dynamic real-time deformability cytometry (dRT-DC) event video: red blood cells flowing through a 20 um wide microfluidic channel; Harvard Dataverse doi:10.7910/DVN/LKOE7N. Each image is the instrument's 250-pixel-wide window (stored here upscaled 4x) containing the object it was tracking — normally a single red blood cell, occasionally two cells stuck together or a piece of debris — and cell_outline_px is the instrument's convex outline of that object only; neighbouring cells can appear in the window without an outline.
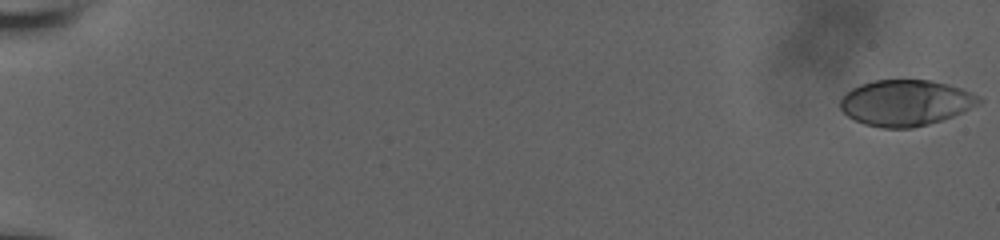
{"species": "human", "species_latin": "Homo sapiens", "temperature_condition": "room temperature", "stored_images_in_passage": 58, "camera_frame_rate_fps": 3000, "um_per_image_px": 0.085, "donor": {"sex": "male"}, "frame": {"image": 1, "passage_image": 1, "time_ms": 0.0, "image_size_px": [1000, 240], "cell_outline_px": [[984, 100], [980, 104], [964, 112], [928, 124], [912, 128], [880, 128], [864, 124], [848, 116], [840, 108], [840, 100], [852, 88], [860, 84], [876, 80], [932, 80], [948, 84], [960, 88], [980, 96]], "centroid_in_image_um": [77.01, 8.74], "position_along_channel_um": 8.0, "area_um2": 37.17}}
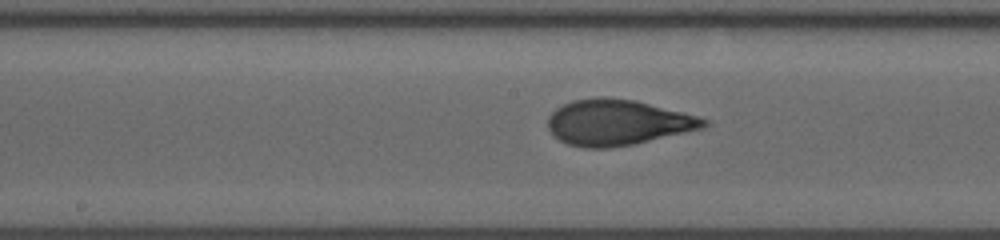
{"frame": {"image": 2, "passage_image": 33, "time_ms": 10.667, "image_size_px": [1000, 240], "cell_outline_px": [[708, 124], [704, 128], [632, 144], [612, 148], [584, 148], [568, 144], [552, 136], [548, 128], [548, 116], [556, 108], [572, 100], [600, 96], [604, 96], [636, 100], [696, 116], [708, 120]], "centroid_in_image_um": [52.44, 10.4], "position_along_channel_um": 195.8, "area_um2": 41.5}}
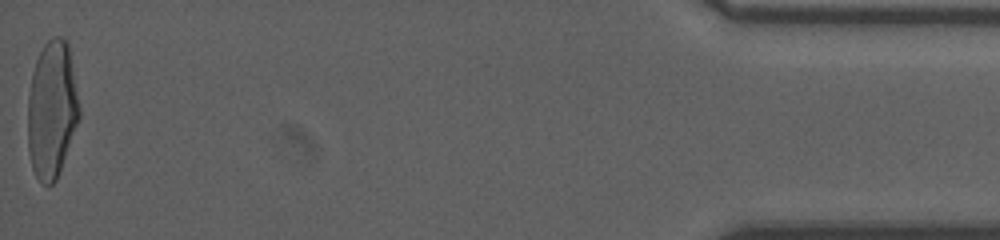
{"frame": {"image": 3, "passage_image": 58, "time_ms": 19.0, "image_size_px": [1000, 240], "cell_outline_px": [[80, 120], [56, 180], [48, 188], [40, 184], [32, 168], [28, 148], [28, 96], [32, 72], [36, 60], [44, 44], [52, 36], [60, 36], [68, 40], [80, 108]], "centroid_in_image_um": [4.42, 9.33], "position_along_channel_um": 430.8, "area_um2": 41.79}, "authors_computed_cell_mechanics": {"area_um2": 39.9976, "velocity_mm_per_s": 3.8307, "shape_relaxation_time_tau1_ms": 4.1365, "shape_relaxation_time_tau2_ms": null, "deformation_change_tau1": 0.2053, "deformation_change_tau2": null}}